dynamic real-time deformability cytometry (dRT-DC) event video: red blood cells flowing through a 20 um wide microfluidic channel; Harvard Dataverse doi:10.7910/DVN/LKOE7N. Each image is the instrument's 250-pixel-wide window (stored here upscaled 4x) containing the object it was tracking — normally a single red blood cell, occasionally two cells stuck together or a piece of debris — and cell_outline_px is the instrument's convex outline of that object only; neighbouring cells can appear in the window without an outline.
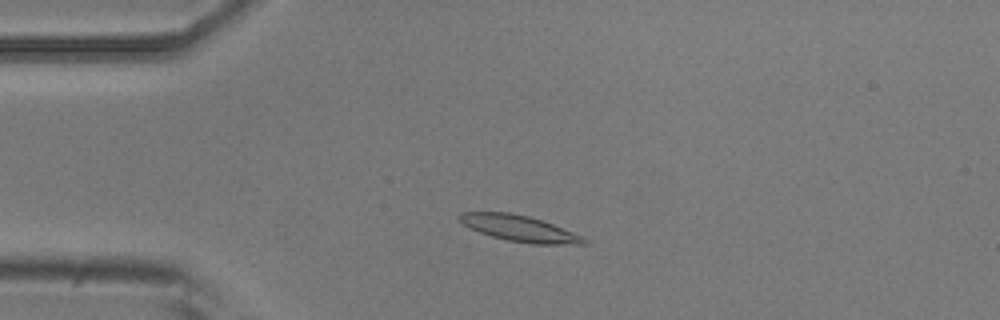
{"species": "common noctule bat (a hibernating species)", "species_latin": "Nyctalus noctula", "temperature_condition": "room temperature", "stored_images_in_passage": 6, "camera_frame_rate_fps": 3000, "um_per_image_px": 0.085, "animal": {"sex": "male", "body_mass_g": 20.5, "forearm_length_mm": 52.5}, "frame": {"image": 1, "passage_image": 3, "time_ms": 2.333, "image_size_px": [1000, 320], "cell_outline_px": [[588, 244], [532, 244], [508, 240], [492, 236], [468, 228], [456, 216], [460, 212], [508, 212], [528, 216], [552, 224], [584, 236], [588, 240]], "centroid_in_image_um": [44.16, 19.42], "position_along_channel_um": 40.8, "area_um2": 18.84}}
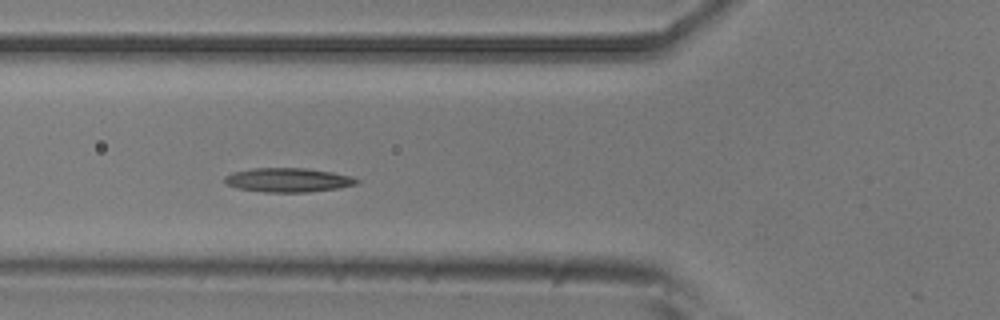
{"frame": {"image": 2, "passage_image": 5, "time_ms": 4.667, "image_size_px": [1000, 320], "cell_outline_px": [[360, 180], [356, 184], [340, 188], [308, 192], [264, 192], [240, 188], [228, 184], [224, 180], [224, 176], [232, 172], [252, 168], [304, 168], [332, 172], [352, 176]], "centroid_in_image_um": [24.51, 15.29], "position_along_channel_um": 101.3, "area_um2": 18.5}}
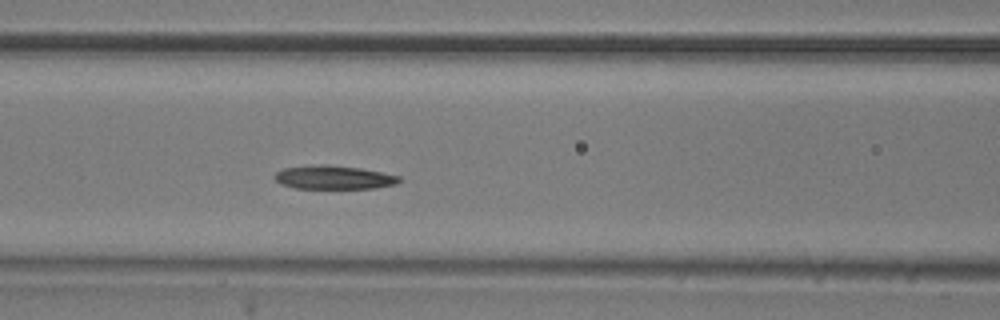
{"frame": {"image": 3, "passage_image": 6, "time_ms": 5.667, "image_size_px": [1000, 320], "cell_outline_px": [[400, 180], [396, 184], [376, 188], [296, 188], [280, 184], [272, 176], [276, 172], [284, 168], [320, 164], [328, 164], [360, 168], [400, 176]], "centroid_in_image_um": [28.34, 15.07], "position_along_channel_um": 138.3, "area_um2": 17.11}}